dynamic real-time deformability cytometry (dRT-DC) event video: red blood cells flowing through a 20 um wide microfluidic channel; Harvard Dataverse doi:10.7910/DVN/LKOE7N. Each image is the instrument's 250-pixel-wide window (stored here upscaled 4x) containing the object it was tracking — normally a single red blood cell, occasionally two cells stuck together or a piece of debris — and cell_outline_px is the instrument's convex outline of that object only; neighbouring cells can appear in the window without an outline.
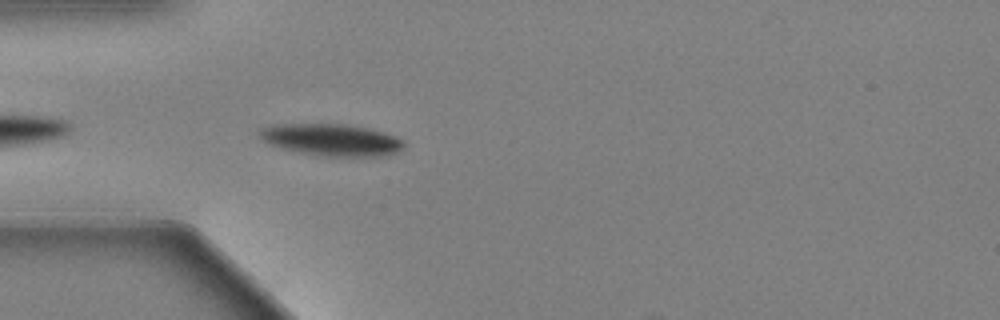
{"species": "Egyptian fruit bat (a non-hibernating species)", "species_latin": "Rousettus aegyptiacus", "temperature_condition": "warm", "stored_images_in_passage": 24, "camera_frame_rate_fps": 3000, "um_per_image_px": 0.085, "animal": {"sex": "female"}, "frame": {"image": 1, "passage_image": 3, "time_ms": 0.667, "image_size_px": [1000, 320], "cell_outline_px": [[404, 148], [396, 152], [384, 156], [324, 156], [300, 152], [268, 144], [260, 136], [260, 128], [276, 124], [344, 124], [384, 132], [396, 136], [404, 144]], "centroid_in_image_um": [28.18, 11.88], "position_along_channel_um": 56.8, "area_um2": 26.47}}
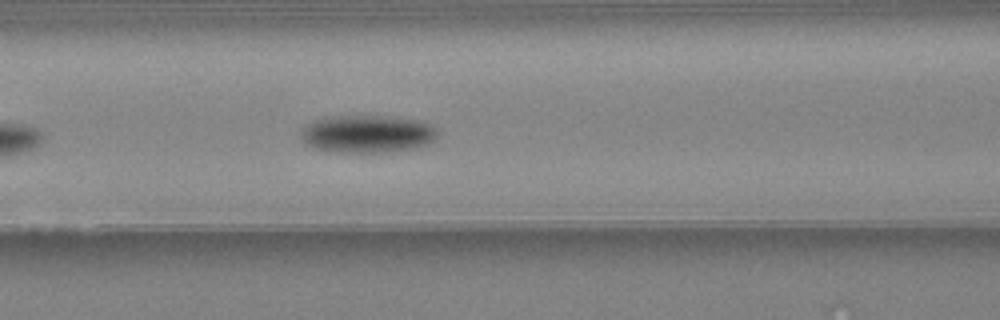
{"frame": {"image": 2, "passage_image": 10, "time_ms": 3.0, "image_size_px": [1000, 320], "cell_outline_px": [[436, 136], [428, 144], [420, 148], [388, 152], [340, 152], [316, 148], [304, 144], [304, 128], [308, 124], [316, 120], [332, 116], [388, 116], [416, 120], [428, 124], [436, 128]], "centroid_in_image_um": [31.27, 11.39], "position_along_channel_um": 135.3, "area_um2": 29.59}}
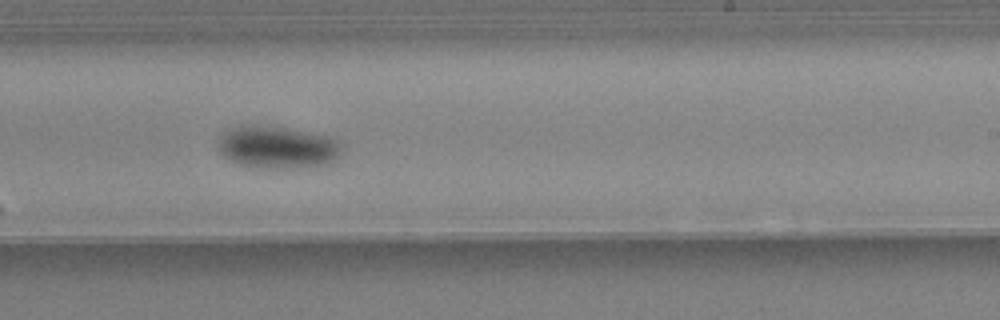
{"frame": {"image": 3, "passage_image": 21, "time_ms": 6.667, "image_size_px": [1000, 320], "cell_outline_px": [[340, 148], [336, 156], [332, 160], [324, 164], [272, 168], [240, 164], [224, 156], [220, 152], [220, 136], [224, 132], [240, 124], [256, 124], [284, 128], [328, 136], [336, 140], [340, 144]], "centroid_in_image_um": [23.51, 12.47], "position_along_channel_um": 265.5, "area_um2": 29.48}}